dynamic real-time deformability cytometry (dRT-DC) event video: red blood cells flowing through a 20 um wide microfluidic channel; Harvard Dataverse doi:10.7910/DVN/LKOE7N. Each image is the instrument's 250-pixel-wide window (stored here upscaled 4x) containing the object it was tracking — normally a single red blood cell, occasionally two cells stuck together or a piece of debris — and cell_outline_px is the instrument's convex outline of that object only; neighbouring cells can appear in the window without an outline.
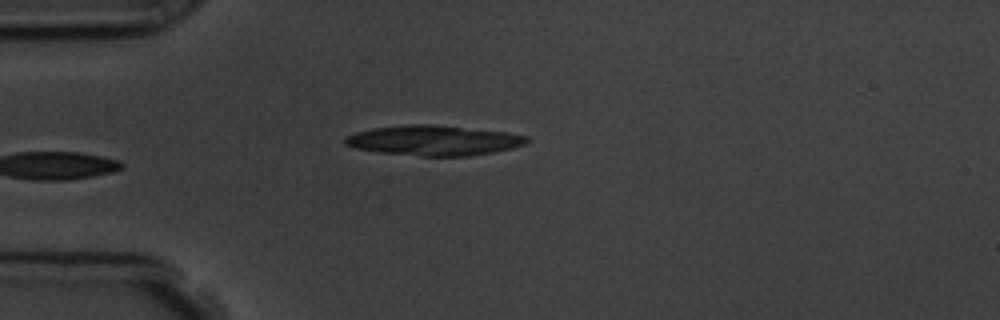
{"species": "common noctule bat (a hibernating species)", "species_latin": "Nyctalus noctula", "temperature_condition": "room temperature", "stored_images_in_passage": 5, "camera_frame_rate_fps": 3000, "um_per_image_px": 0.085, "animal": {"sex": "male", "body_mass_g": 19.5, "forearm_length_mm": 54.6}, "frame": {"image": 1, "passage_image": 4, "time_ms": 4.333, "image_size_px": [1000, 320], "cell_outline_px": [[528, 140], [524, 144], [512, 148], [492, 152], [468, 156], [420, 156], [380, 152], [356, 148], [344, 144], [344, 140], [348, 136], [356, 132], [372, 128], [408, 124], [432, 124], [508, 132], [528, 136]], "centroid_in_image_um": [36.87, 11.93], "position_along_channel_um": 48.1, "area_um2": 31.73}}